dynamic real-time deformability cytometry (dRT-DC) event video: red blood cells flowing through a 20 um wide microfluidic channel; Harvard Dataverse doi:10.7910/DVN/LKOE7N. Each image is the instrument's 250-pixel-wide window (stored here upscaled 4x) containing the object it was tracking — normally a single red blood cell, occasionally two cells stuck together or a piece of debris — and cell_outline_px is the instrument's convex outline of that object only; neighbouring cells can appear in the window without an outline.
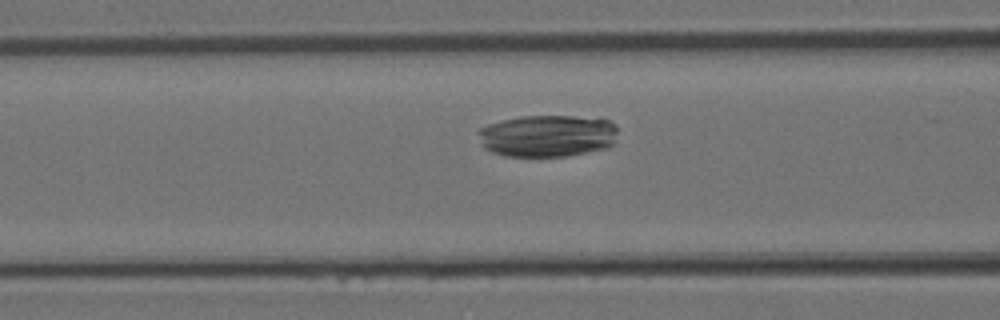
{"species": "Egyptian fruit bat (a non-hibernating species)", "species_latin": "Rousettus aegyptiacus", "temperature_condition": "room temperature", "stored_images_in_passage": 33, "camera_frame_rate_fps": 3000, "um_per_image_px": 0.085, "animal": {"sex": "female"}, "frame": {"image": 1, "passage_image": 10, "time_ms": 3.0, "image_size_px": [1000, 320], "cell_outline_px": [[616, 132], [612, 144], [604, 148], [564, 156], [504, 156], [492, 152], [484, 148], [480, 144], [476, 132], [480, 128], [488, 124], [520, 116], [600, 116], [616, 124]], "centroid_in_image_um": [46.5, 11.52], "position_along_channel_um": 120.1, "area_um2": 34.51}}
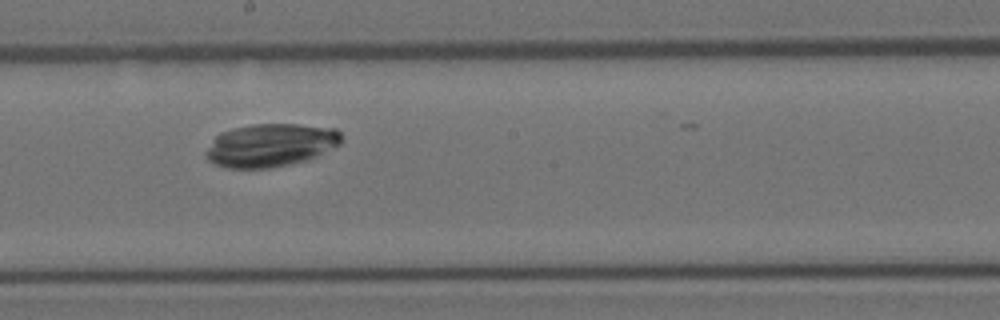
{"frame": {"image": 2, "passage_image": 16, "time_ms": 5.0, "image_size_px": [1000, 320], "cell_outline_px": [[344, 136], [340, 144], [316, 156], [304, 160], [272, 168], [224, 168], [208, 160], [204, 156], [204, 152], [216, 136], [220, 132], [232, 128], [252, 124], [296, 124], [336, 128]], "centroid_in_image_um": [22.98, 12.33], "position_along_channel_um": 225.2, "area_um2": 34.16}}
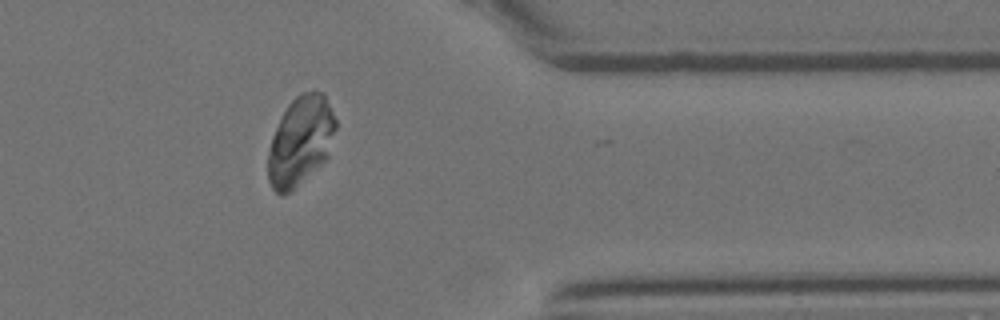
{"frame": {"image": 3, "passage_image": 26, "time_ms": 8.333, "image_size_px": [1000, 320], "cell_outline_px": [[336, 128], [328, 156], [320, 164], [288, 192], [280, 196], [272, 188], [268, 180], [268, 148], [272, 136], [288, 104], [296, 96], [312, 88], [324, 92], [336, 120]], "centroid_in_image_um": [25.54, 11.92], "position_along_channel_um": 385.9, "area_um2": 34.85}}